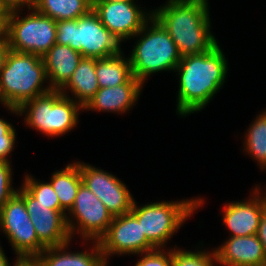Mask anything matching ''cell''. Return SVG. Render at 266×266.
I'll list each match as a JSON object with an SVG mask.
<instances>
[{
	"label": "cell",
	"mask_w": 266,
	"mask_h": 266,
	"mask_svg": "<svg viewBox=\"0 0 266 266\" xmlns=\"http://www.w3.org/2000/svg\"><path fill=\"white\" fill-rule=\"evenodd\" d=\"M12 264L13 266H40L35 259H19L16 256V260H14Z\"/></svg>",
	"instance_id": "cell-34"
},
{
	"label": "cell",
	"mask_w": 266,
	"mask_h": 266,
	"mask_svg": "<svg viewBox=\"0 0 266 266\" xmlns=\"http://www.w3.org/2000/svg\"><path fill=\"white\" fill-rule=\"evenodd\" d=\"M175 247V248H174ZM173 247L172 266H215L217 265L214 251H207L199 246L196 251L179 249L176 244Z\"/></svg>",
	"instance_id": "cell-26"
},
{
	"label": "cell",
	"mask_w": 266,
	"mask_h": 266,
	"mask_svg": "<svg viewBox=\"0 0 266 266\" xmlns=\"http://www.w3.org/2000/svg\"><path fill=\"white\" fill-rule=\"evenodd\" d=\"M8 51H9L8 42L0 43V72L3 69Z\"/></svg>",
	"instance_id": "cell-33"
},
{
	"label": "cell",
	"mask_w": 266,
	"mask_h": 266,
	"mask_svg": "<svg viewBox=\"0 0 266 266\" xmlns=\"http://www.w3.org/2000/svg\"><path fill=\"white\" fill-rule=\"evenodd\" d=\"M256 235L259 241L262 243L264 252L266 254V210L263 212L260 218L259 227Z\"/></svg>",
	"instance_id": "cell-31"
},
{
	"label": "cell",
	"mask_w": 266,
	"mask_h": 266,
	"mask_svg": "<svg viewBox=\"0 0 266 266\" xmlns=\"http://www.w3.org/2000/svg\"><path fill=\"white\" fill-rule=\"evenodd\" d=\"M133 37L139 39L134 43L129 60L132 75L138 81L144 85L150 75L174 72L182 57L173 39L154 17Z\"/></svg>",
	"instance_id": "cell-4"
},
{
	"label": "cell",
	"mask_w": 266,
	"mask_h": 266,
	"mask_svg": "<svg viewBox=\"0 0 266 266\" xmlns=\"http://www.w3.org/2000/svg\"><path fill=\"white\" fill-rule=\"evenodd\" d=\"M22 186L43 205H52V210L63 211L60 207L59 199L50 183L40 181L30 174H27Z\"/></svg>",
	"instance_id": "cell-25"
},
{
	"label": "cell",
	"mask_w": 266,
	"mask_h": 266,
	"mask_svg": "<svg viewBox=\"0 0 266 266\" xmlns=\"http://www.w3.org/2000/svg\"><path fill=\"white\" fill-rule=\"evenodd\" d=\"M0 266H11L2 246H0Z\"/></svg>",
	"instance_id": "cell-35"
},
{
	"label": "cell",
	"mask_w": 266,
	"mask_h": 266,
	"mask_svg": "<svg viewBox=\"0 0 266 266\" xmlns=\"http://www.w3.org/2000/svg\"><path fill=\"white\" fill-rule=\"evenodd\" d=\"M17 194L24 200L38 240L46 248L71 242L72 237L64 211L52 210V205L38 203L22 185L17 189Z\"/></svg>",
	"instance_id": "cell-14"
},
{
	"label": "cell",
	"mask_w": 266,
	"mask_h": 266,
	"mask_svg": "<svg viewBox=\"0 0 266 266\" xmlns=\"http://www.w3.org/2000/svg\"><path fill=\"white\" fill-rule=\"evenodd\" d=\"M16 135L13 125L0 118V161L10 162L9 155L14 150Z\"/></svg>",
	"instance_id": "cell-28"
},
{
	"label": "cell",
	"mask_w": 266,
	"mask_h": 266,
	"mask_svg": "<svg viewBox=\"0 0 266 266\" xmlns=\"http://www.w3.org/2000/svg\"><path fill=\"white\" fill-rule=\"evenodd\" d=\"M50 177V183L59 199L61 209L67 214L74 205L82 177L79 165L68 163L64 169L56 170Z\"/></svg>",
	"instance_id": "cell-21"
},
{
	"label": "cell",
	"mask_w": 266,
	"mask_h": 266,
	"mask_svg": "<svg viewBox=\"0 0 266 266\" xmlns=\"http://www.w3.org/2000/svg\"><path fill=\"white\" fill-rule=\"evenodd\" d=\"M152 9L153 17L175 42L181 57L213 49L219 41L211 32L208 0H167Z\"/></svg>",
	"instance_id": "cell-2"
},
{
	"label": "cell",
	"mask_w": 266,
	"mask_h": 266,
	"mask_svg": "<svg viewBox=\"0 0 266 266\" xmlns=\"http://www.w3.org/2000/svg\"><path fill=\"white\" fill-rule=\"evenodd\" d=\"M51 90L41 56L9 49L0 72L1 105L19 116L25 102Z\"/></svg>",
	"instance_id": "cell-3"
},
{
	"label": "cell",
	"mask_w": 266,
	"mask_h": 266,
	"mask_svg": "<svg viewBox=\"0 0 266 266\" xmlns=\"http://www.w3.org/2000/svg\"><path fill=\"white\" fill-rule=\"evenodd\" d=\"M134 200L131 213L141 223L142 232L155 248H164L195 211L203 206L204 198L192 197L180 201H158L137 205ZM194 212V213H193Z\"/></svg>",
	"instance_id": "cell-5"
},
{
	"label": "cell",
	"mask_w": 266,
	"mask_h": 266,
	"mask_svg": "<svg viewBox=\"0 0 266 266\" xmlns=\"http://www.w3.org/2000/svg\"><path fill=\"white\" fill-rule=\"evenodd\" d=\"M34 0H0V8L8 13L14 11H25L22 8L30 9L33 7Z\"/></svg>",
	"instance_id": "cell-30"
},
{
	"label": "cell",
	"mask_w": 266,
	"mask_h": 266,
	"mask_svg": "<svg viewBox=\"0 0 266 266\" xmlns=\"http://www.w3.org/2000/svg\"><path fill=\"white\" fill-rule=\"evenodd\" d=\"M105 262L113 255H135L156 249L142 232L141 223L131 213L115 216L98 241Z\"/></svg>",
	"instance_id": "cell-11"
},
{
	"label": "cell",
	"mask_w": 266,
	"mask_h": 266,
	"mask_svg": "<svg viewBox=\"0 0 266 266\" xmlns=\"http://www.w3.org/2000/svg\"><path fill=\"white\" fill-rule=\"evenodd\" d=\"M31 10V11H30ZM28 14L14 11L8 15L9 49L43 56L56 43V21L31 7Z\"/></svg>",
	"instance_id": "cell-8"
},
{
	"label": "cell",
	"mask_w": 266,
	"mask_h": 266,
	"mask_svg": "<svg viewBox=\"0 0 266 266\" xmlns=\"http://www.w3.org/2000/svg\"><path fill=\"white\" fill-rule=\"evenodd\" d=\"M8 12H0V43L7 42Z\"/></svg>",
	"instance_id": "cell-32"
},
{
	"label": "cell",
	"mask_w": 266,
	"mask_h": 266,
	"mask_svg": "<svg viewBox=\"0 0 266 266\" xmlns=\"http://www.w3.org/2000/svg\"><path fill=\"white\" fill-rule=\"evenodd\" d=\"M56 43L70 46L82 57L105 58L120 53L121 43L101 23L93 9L75 20L56 22Z\"/></svg>",
	"instance_id": "cell-7"
},
{
	"label": "cell",
	"mask_w": 266,
	"mask_h": 266,
	"mask_svg": "<svg viewBox=\"0 0 266 266\" xmlns=\"http://www.w3.org/2000/svg\"><path fill=\"white\" fill-rule=\"evenodd\" d=\"M221 49L218 43L211 50L181 58L174 70L179 76L177 115L201 112L223 88L229 68Z\"/></svg>",
	"instance_id": "cell-1"
},
{
	"label": "cell",
	"mask_w": 266,
	"mask_h": 266,
	"mask_svg": "<svg viewBox=\"0 0 266 266\" xmlns=\"http://www.w3.org/2000/svg\"><path fill=\"white\" fill-rule=\"evenodd\" d=\"M137 255L140 259L134 266H172L173 248H156Z\"/></svg>",
	"instance_id": "cell-27"
},
{
	"label": "cell",
	"mask_w": 266,
	"mask_h": 266,
	"mask_svg": "<svg viewBox=\"0 0 266 266\" xmlns=\"http://www.w3.org/2000/svg\"><path fill=\"white\" fill-rule=\"evenodd\" d=\"M71 96H63L60 90L48 93L25 102L19 115L25 116L27 127L37 130L48 137L65 135L77 126L83 108Z\"/></svg>",
	"instance_id": "cell-6"
},
{
	"label": "cell",
	"mask_w": 266,
	"mask_h": 266,
	"mask_svg": "<svg viewBox=\"0 0 266 266\" xmlns=\"http://www.w3.org/2000/svg\"><path fill=\"white\" fill-rule=\"evenodd\" d=\"M221 266H263L266 254L257 235L228 237L218 248H213Z\"/></svg>",
	"instance_id": "cell-16"
},
{
	"label": "cell",
	"mask_w": 266,
	"mask_h": 266,
	"mask_svg": "<svg viewBox=\"0 0 266 266\" xmlns=\"http://www.w3.org/2000/svg\"><path fill=\"white\" fill-rule=\"evenodd\" d=\"M124 2V1H135V0H93V2Z\"/></svg>",
	"instance_id": "cell-36"
},
{
	"label": "cell",
	"mask_w": 266,
	"mask_h": 266,
	"mask_svg": "<svg viewBox=\"0 0 266 266\" xmlns=\"http://www.w3.org/2000/svg\"><path fill=\"white\" fill-rule=\"evenodd\" d=\"M259 184L252 189V195L245 200L231 201L223 206V225L230 237L256 235L260 218L266 210V190L263 193Z\"/></svg>",
	"instance_id": "cell-15"
},
{
	"label": "cell",
	"mask_w": 266,
	"mask_h": 266,
	"mask_svg": "<svg viewBox=\"0 0 266 266\" xmlns=\"http://www.w3.org/2000/svg\"><path fill=\"white\" fill-rule=\"evenodd\" d=\"M97 58L82 57L77 68L69 81L60 89L63 96L68 97V90L71 97L82 108L93 98L100 89L95 67Z\"/></svg>",
	"instance_id": "cell-20"
},
{
	"label": "cell",
	"mask_w": 266,
	"mask_h": 266,
	"mask_svg": "<svg viewBox=\"0 0 266 266\" xmlns=\"http://www.w3.org/2000/svg\"><path fill=\"white\" fill-rule=\"evenodd\" d=\"M93 11L101 23L120 41L130 40L153 17L135 1L93 2Z\"/></svg>",
	"instance_id": "cell-13"
},
{
	"label": "cell",
	"mask_w": 266,
	"mask_h": 266,
	"mask_svg": "<svg viewBox=\"0 0 266 266\" xmlns=\"http://www.w3.org/2000/svg\"><path fill=\"white\" fill-rule=\"evenodd\" d=\"M122 52L96 59L95 72L100 88L124 84L133 76L129 57L125 58Z\"/></svg>",
	"instance_id": "cell-22"
},
{
	"label": "cell",
	"mask_w": 266,
	"mask_h": 266,
	"mask_svg": "<svg viewBox=\"0 0 266 266\" xmlns=\"http://www.w3.org/2000/svg\"><path fill=\"white\" fill-rule=\"evenodd\" d=\"M244 138L243 152L246 151L259 164V169L266 170V110L249 124Z\"/></svg>",
	"instance_id": "cell-24"
},
{
	"label": "cell",
	"mask_w": 266,
	"mask_h": 266,
	"mask_svg": "<svg viewBox=\"0 0 266 266\" xmlns=\"http://www.w3.org/2000/svg\"><path fill=\"white\" fill-rule=\"evenodd\" d=\"M89 242L93 247L88 246V249L79 252L68 251L70 242L62 246L47 247L35 260L40 266H107L98 241Z\"/></svg>",
	"instance_id": "cell-18"
},
{
	"label": "cell",
	"mask_w": 266,
	"mask_h": 266,
	"mask_svg": "<svg viewBox=\"0 0 266 266\" xmlns=\"http://www.w3.org/2000/svg\"><path fill=\"white\" fill-rule=\"evenodd\" d=\"M0 231L19 259H35L46 248L38 240L24 200L17 193L0 209Z\"/></svg>",
	"instance_id": "cell-9"
},
{
	"label": "cell",
	"mask_w": 266,
	"mask_h": 266,
	"mask_svg": "<svg viewBox=\"0 0 266 266\" xmlns=\"http://www.w3.org/2000/svg\"><path fill=\"white\" fill-rule=\"evenodd\" d=\"M85 184L105 205L113 217L131 212L134 197L125 183L112 173L89 163L77 161Z\"/></svg>",
	"instance_id": "cell-12"
},
{
	"label": "cell",
	"mask_w": 266,
	"mask_h": 266,
	"mask_svg": "<svg viewBox=\"0 0 266 266\" xmlns=\"http://www.w3.org/2000/svg\"><path fill=\"white\" fill-rule=\"evenodd\" d=\"M33 7L56 22L75 20L92 10L93 0H34Z\"/></svg>",
	"instance_id": "cell-23"
},
{
	"label": "cell",
	"mask_w": 266,
	"mask_h": 266,
	"mask_svg": "<svg viewBox=\"0 0 266 266\" xmlns=\"http://www.w3.org/2000/svg\"><path fill=\"white\" fill-rule=\"evenodd\" d=\"M66 218L72 239L79 234L84 246L85 241H99L113 220L103 202L83 183L78 188L74 205Z\"/></svg>",
	"instance_id": "cell-10"
},
{
	"label": "cell",
	"mask_w": 266,
	"mask_h": 266,
	"mask_svg": "<svg viewBox=\"0 0 266 266\" xmlns=\"http://www.w3.org/2000/svg\"><path fill=\"white\" fill-rule=\"evenodd\" d=\"M42 59L48 84L52 89L60 90L72 77L82 55L70 46L55 43Z\"/></svg>",
	"instance_id": "cell-19"
},
{
	"label": "cell",
	"mask_w": 266,
	"mask_h": 266,
	"mask_svg": "<svg viewBox=\"0 0 266 266\" xmlns=\"http://www.w3.org/2000/svg\"><path fill=\"white\" fill-rule=\"evenodd\" d=\"M143 84L132 76L126 83L114 87L100 88L83 111L127 113L140 98Z\"/></svg>",
	"instance_id": "cell-17"
},
{
	"label": "cell",
	"mask_w": 266,
	"mask_h": 266,
	"mask_svg": "<svg viewBox=\"0 0 266 266\" xmlns=\"http://www.w3.org/2000/svg\"><path fill=\"white\" fill-rule=\"evenodd\" d=\"M12 170L11 162L0 161V209L17 193V189L12 187Z\"/></svg>",
	"instance_id": "cell-29"
}]
</instances>
